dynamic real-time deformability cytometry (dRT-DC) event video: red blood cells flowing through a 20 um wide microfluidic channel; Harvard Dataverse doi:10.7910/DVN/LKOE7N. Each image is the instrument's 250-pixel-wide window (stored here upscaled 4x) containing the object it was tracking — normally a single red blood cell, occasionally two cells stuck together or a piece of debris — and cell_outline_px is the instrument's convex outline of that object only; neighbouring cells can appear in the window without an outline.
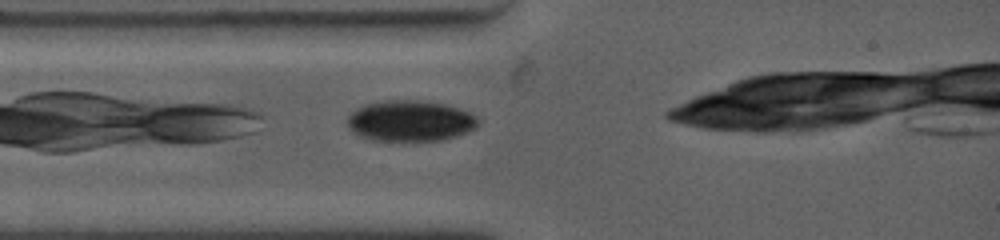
{"species": "common noctule bat (a hibernating species)", "species_latin": "Nyctalus noctula", "temperature_condition": "warm", "stored_images_in_passage": 6, "camera_frame_rate_fps": 4500, "um_per_image_px": 0.085, "animal": {"sex": "female", "body_mass_g": 19.0, "forearm_length_mm": 53.3}, "frame": {"image": 1, "passage_image": 3, "time_ms": 0.667, "image_size_px": [1000, 240], "cell_outline_px": [[480, 124], [476, 128], [468, 132], [444, 140], [372, 140], [360, 136], [352, 132], [348, 128], [348, 116], [356, 108], [364, 104], [384, 100], [420, 100], [444, 104], [468, 112], [476, 116], [480, 120]], "centroid_in_image_um": [34.87, 10.27], "position_along_channel_um": 50.1, "area_um2": 31.27}}